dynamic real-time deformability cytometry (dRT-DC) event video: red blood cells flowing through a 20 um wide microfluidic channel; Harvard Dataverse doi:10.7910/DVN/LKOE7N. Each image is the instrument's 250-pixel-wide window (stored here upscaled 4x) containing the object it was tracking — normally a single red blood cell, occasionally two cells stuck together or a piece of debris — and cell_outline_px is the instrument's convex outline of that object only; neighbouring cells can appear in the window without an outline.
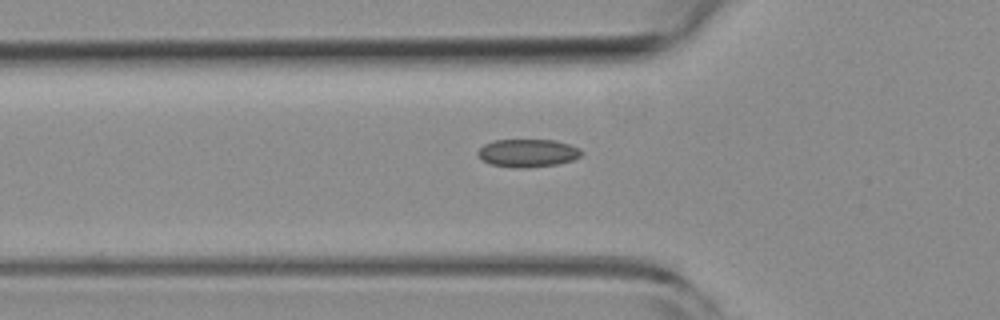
{"species": "common noctule bat (a hibernating species)", "species_latin": "Nyctalus noctula", "temperature_condition": "room temperature", "stored_images_in_passage": 36, "camera_frame_rate_fps": 3000, "um_per_image_px": 0.085, "animal": {"sex": "female", "body_mass_g": 19.3, "forearm_length_mm": 54.1}, "frame": {"image": 1, "passage_image": 5, "time_ms": 1.333, "image_size_px": [1000, 320], "cell_outline_px": [[584, 152], [580, 156], [572, 160], [556, 164], [528, 168], [516, 168], [492, 164], [484, 160], [476, 152], [484, 144], [496, 140], [556, 140], [580, 148]], "centroid_in_image_um": [44.89, 13.0], "position_along_channel_um": 80.9, "area_um2": 16.76}}
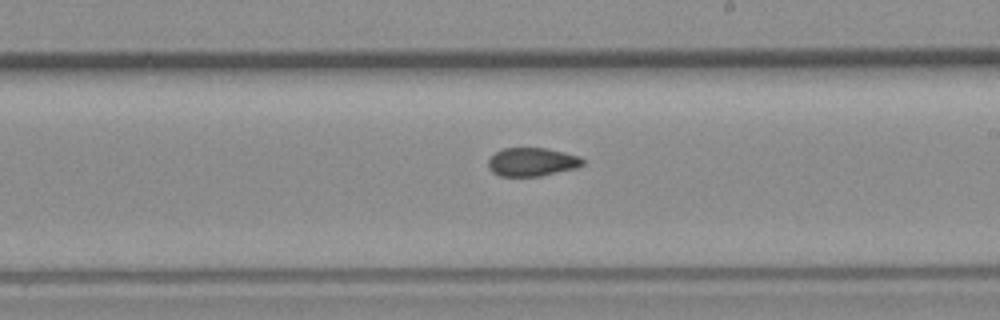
{"frame": {"image": 2, "passage_image": 18, "time_ms": 5.667, "image_size_px": [1000, 320], "cell_outline_px": [[584, 164], [576, 168], [540, 176], [500, 176], [492, 172], [488, 168], [488, 160], [496, 152], [504, 148], [548, 148], [580, 156], [584, 160]], "centroid_in_image_um": [45.23, 13.76], "position_along_channel_um": 243.8, "area_um2": 15.72}}
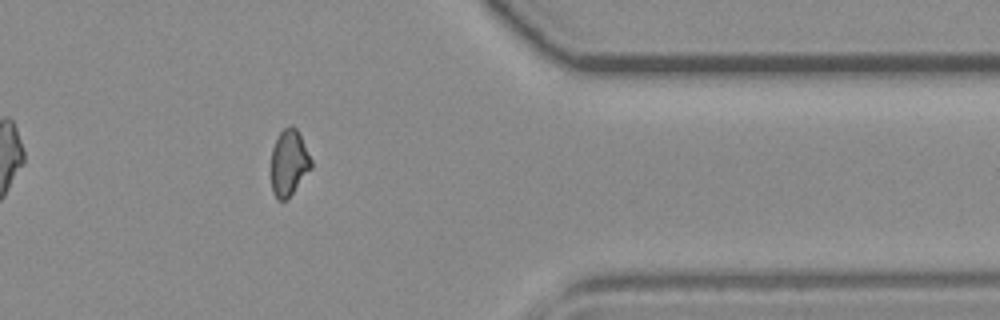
{"frame": {"image": 3, "passage_image": 31, "time_ms": 10.0, "image_size_px": [1000, 320], "cell_outline_px": [[312, 168], [288, 200], [276, 200], [272, 192], [272, 148], [280, 132], [288, 124], [292, 124], [296, 128], [312, 160]], "centroid_in_image_um": [24.57, 13.86], "position_along_channel_um": 386.8, "area_um2": 15.55}}